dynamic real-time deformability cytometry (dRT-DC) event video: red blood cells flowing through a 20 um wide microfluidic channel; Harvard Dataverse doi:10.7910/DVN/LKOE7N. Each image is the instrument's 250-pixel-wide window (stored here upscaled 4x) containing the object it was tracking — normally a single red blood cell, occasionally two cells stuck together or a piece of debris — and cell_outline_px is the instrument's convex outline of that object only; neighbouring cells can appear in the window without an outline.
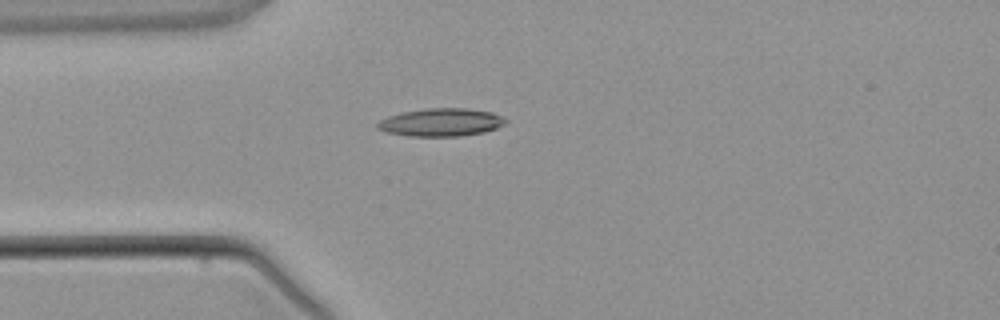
{"species": "common noctule bat (a hibernating species)", "species_latin": "Nyctalus noctula", "temperature_condition": "warm", "stored_images_in_passage": 4, "camera_frame_rate_fps": 3000, "um_per_image_px": 0.085, "animal": {"sex": "male", "body_mass_g": 21.5, "forearm_length_mm": 52.0}, "frame": {"image": 1, "passage_image": 4, "time_ms": 3.667, "image_size_px": [1000, 320], "cell_outline_px": [[508, 120], [504, 124], [496, 128], [484, 132], [460, 136], [408, 136], [388, 132], [376, 128], [376, 124], [380, 120], [388, 116], [404, 112], [428, 108], [468, 108], [492, 112], [504, 116]], "centroid_in_image_um": [37.52, 10.39], "position_along_channel_um": 47.5, "area_um2": 20.87}}